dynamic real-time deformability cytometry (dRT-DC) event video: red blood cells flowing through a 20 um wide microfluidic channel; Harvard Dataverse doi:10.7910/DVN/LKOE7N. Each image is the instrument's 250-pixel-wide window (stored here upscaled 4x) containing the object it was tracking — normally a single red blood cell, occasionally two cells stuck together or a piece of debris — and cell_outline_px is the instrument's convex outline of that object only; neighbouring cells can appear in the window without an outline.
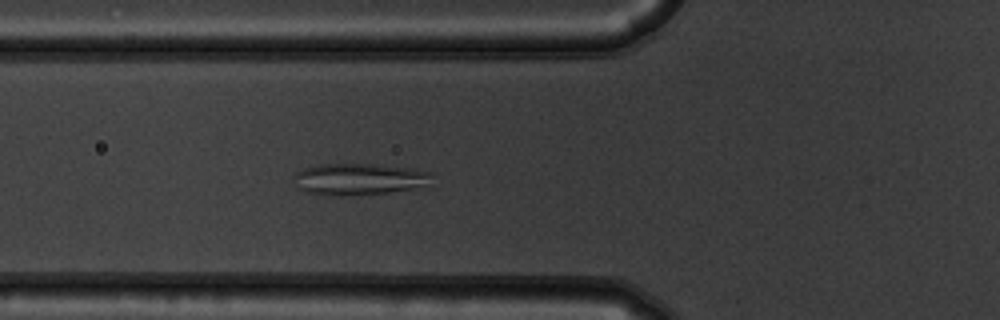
{"species": "common noctule bat (a hibernating species)", "species_latin": "Nyctalus noctula", "temperature_condition": "warm", "stored_images_in_passage": 49, "segment_of_instrument_passage": [1, 2], "camera_frame_rate_fps": 3000, "um_per_image_px": 0.085, "animal": {"sex": "male", "body_mass_g": 19.5, "forearm_length_mm": 54.6}, "frame": {"image": 1, "passage_image": 14, "time_ms": 4.333, "image_size_px": [1000, 320], "cell_outline_px": [[432, 172], [428, 184], [412, 188], [388, 192], [336, 196], [328, 196], [304, 192], [296, 188], [296, 172], [304, 168], [320, 164], [372, 164], [416, 168]], "centroid_in_image_um": [30.49, 15.22], "position_along_channel_um": 95.3, "area_um2": 25.37}}
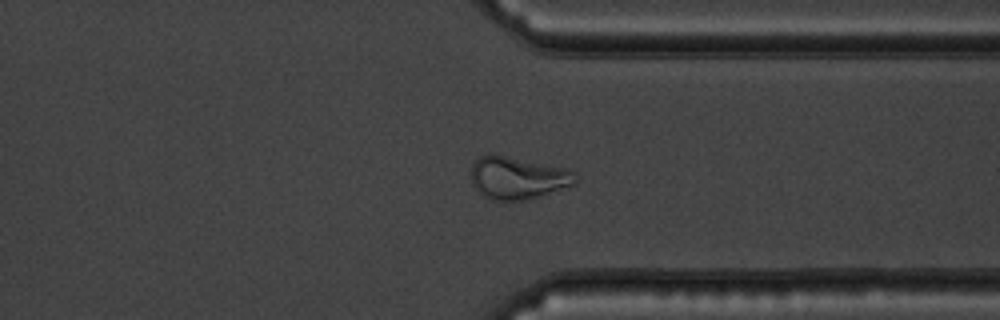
{"frame": {"image": 2, "passage_image": 36, "time_ms": 11.667, "image_size_px": [1000, 320], "cell_outline_px": [[576, 184], [524, 200], [492, 200], [484, 196], [472, 184], [472, 164], [480, 156], [488, 152], [572, 168], [576, 172]], "centroid_in_image_um": [44.04, 15.08], "position_along_channel_um": 367.4, "area_um2": 26.13}}
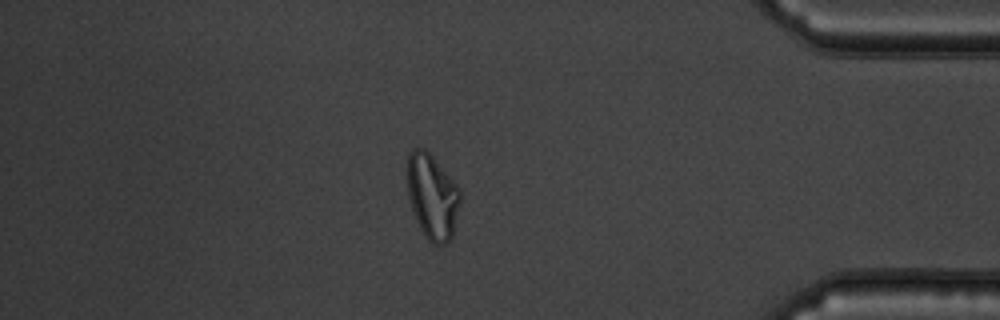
{"frame": {"image": 3, "passage_image": 41, "time_ms": 13.333, "image_size_px": [1000, 320], "cell_outline_px": [[460, 200], [452, 236], [444, 244], [432, 244], [428, 240], [420, 228], [412, 208], [408, 196], [408, 152], [412, 148], [424, 148], [432, 156], [460, 188]], "centroid_in_image_um": [36.74, 16.69], "position_along_channel_um": 398.5, "area_um2": 25.84}}